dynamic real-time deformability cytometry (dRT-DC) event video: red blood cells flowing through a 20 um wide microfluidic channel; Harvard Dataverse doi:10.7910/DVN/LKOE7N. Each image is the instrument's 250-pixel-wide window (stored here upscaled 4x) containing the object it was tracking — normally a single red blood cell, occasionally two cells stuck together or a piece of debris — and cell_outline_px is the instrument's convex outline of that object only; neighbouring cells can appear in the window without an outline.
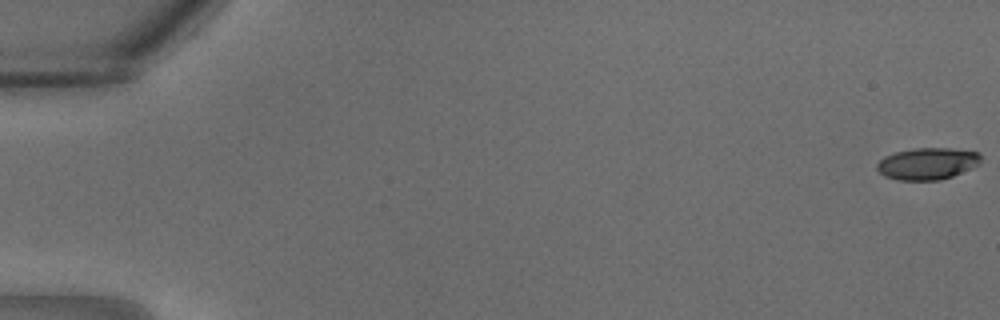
{"species": "common noctule bat (a hibernating species)", "species_latin": "Nyctalus noctula", "temperature_condition": "warm", "stored_images_in_passage": 13, "camera_frame_rate_fps": 3000, "um_per_image_px": 0.085, "animal": {"sex": "male", "body_mass_g": 18.8}, "frame": {"image": 1, "passage_image": 1, "time_ms": 0.0, "image_size_px": [1000, 320], "cell_outline_px": [[980, 164], [972, 168], [952, 176], [940, 180], [896, 180], [884, 176], [876, 168], [876, 164], [884, 156], [896, 152], [912, 148], [952, 148], [980, 152]], "centroid_in_image_um": [78.83, 13.9], "position_along_channel_um": 6.2, "area_um2": 19.42}}
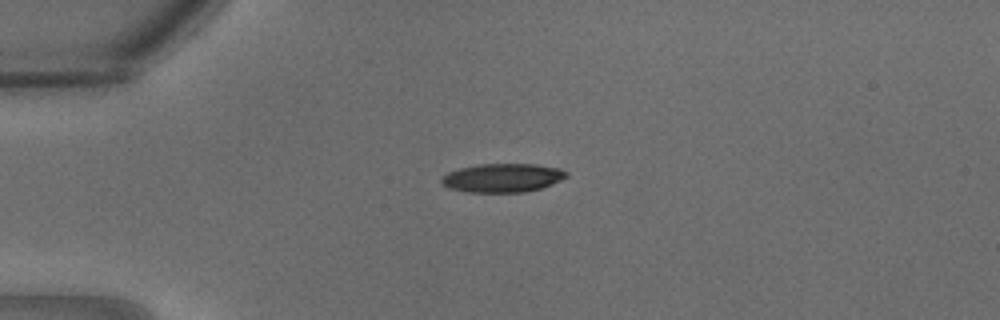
{"frame": {"image": 2, "passage_image": 9, "time_ms": 2.667, "image_size_px": [1000, 320], "cell_outline_px": [[568, 176], [552, 184], [540, 188], [524, 192], [468, 192], [448, 188], [440, 184], [440, 176], [448, 172], [460, 168], [480, 164], [536, 164], [560, 168], [568, 172]], "centroid_in_image_um": [42.68, 15.11], "position_along_channel_um": 42.3, "area_um2": 21.04}}
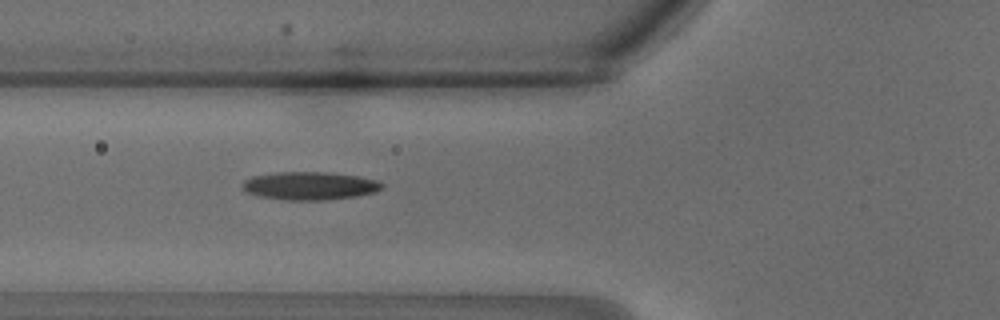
{"frame": {"image": 3, "passage_image": 13, "time_ms": 4.0, "image_size_px": [1000, 320], "cell_outline_px": [[384, 188], [376, 192], [356, 196], [328, 200], [284, 200], [260, 196], [248, 192], [240, 184], [244, 180], [252, 176], [280, 172], [328, 172], [360, 176], [376, 180], [384, 184]], "centroid_in_image_um": [26.37, 15.79], "position_along_channel_um": 99.4, "area_um2": 22.95}}